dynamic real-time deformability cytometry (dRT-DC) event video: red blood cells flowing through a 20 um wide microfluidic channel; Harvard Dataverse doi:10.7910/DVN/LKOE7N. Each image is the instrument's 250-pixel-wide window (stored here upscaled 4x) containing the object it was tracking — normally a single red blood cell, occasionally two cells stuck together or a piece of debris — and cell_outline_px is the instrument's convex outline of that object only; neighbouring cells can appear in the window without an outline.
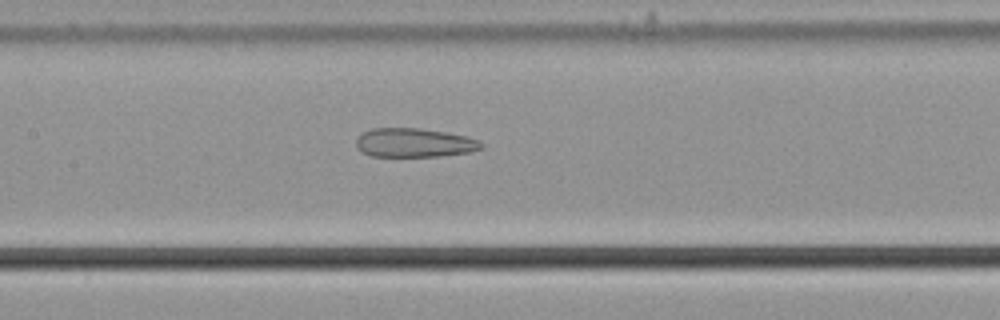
{"species": "common noctule bat (a hibernating species)", "species_latin": "Nyctalus noctula", "temperature_condition": "cold", "stored_images_in_passage": 45, "camera_frame_rate_fps": 3000, "um_per_image_px": 0.085, "animal": {"sex": "male", "body_mass_g": 21.5, "forearm_length_mm": 52.0}, "frame": {"image": 1, "passage_image": 19, "time_ms": 6.0, "image_size_px": [1000, 320], "cell_outline_px": [[484, 148], [472, 152], [440, 156], [372, 156], [356, 148], [356, 140], [364, 132], [372, 128], [420, 128], [468, 136], [484, 144]], "centroid_in_image_um": [35.25, 12.13], "position_along_channel_um": 172.1, "area_um2": 21.1}}
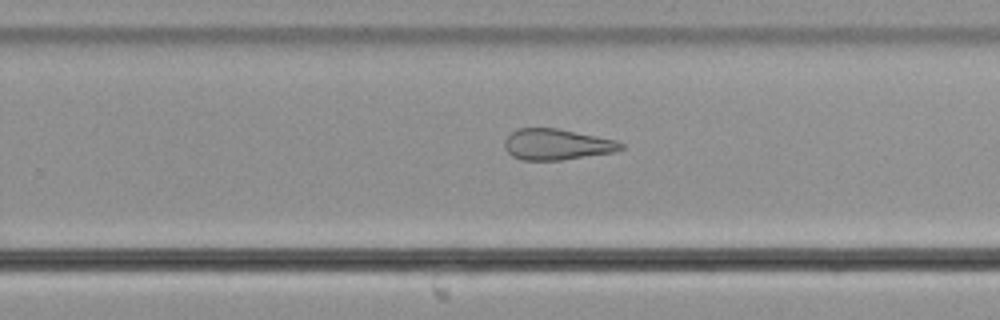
{"frame": {"image": 2, "passage_image": 28, "time_ms": 9.0, "image_size_px": [1000, 320], "cell_outline_px": [[624, 148], [616, 152], [560, 160], [524, 160], [512, 156], [504, 148], [504, 140], [516, 128], [556, 128], [616, 140], [624, 144]], "centroid_in_image_um": [47.33, 12.28], "position_along_channel_um": 282.5, "area_um2": 20.98}}
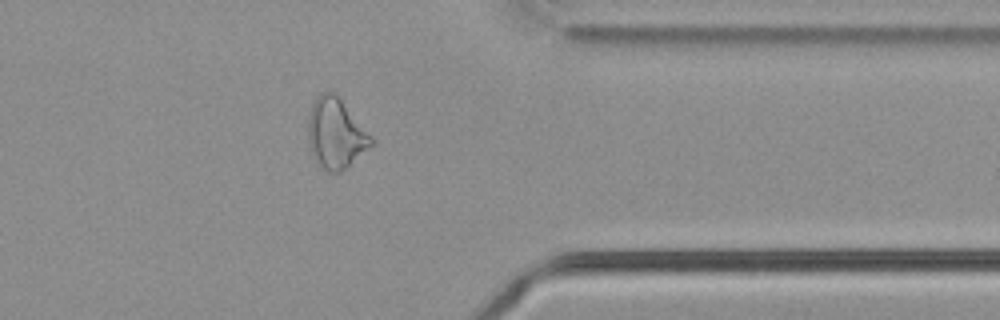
{"frame": {"image": 3, "passage_image": 37, "time_ms": 12.0, "image_size_px": [1000, 320], "cell_outline_px": [[376, 144], [340, 172], [328, 172], [312, 156], [308, 144], [308, 116], [312, 104], [316, 96], [320, 92], [336, 92], [376, 140]], "centroid_in_image_um": [28.57, 11.32], "position_along_channel_um": 382.8, "area_um2": 26.36}}